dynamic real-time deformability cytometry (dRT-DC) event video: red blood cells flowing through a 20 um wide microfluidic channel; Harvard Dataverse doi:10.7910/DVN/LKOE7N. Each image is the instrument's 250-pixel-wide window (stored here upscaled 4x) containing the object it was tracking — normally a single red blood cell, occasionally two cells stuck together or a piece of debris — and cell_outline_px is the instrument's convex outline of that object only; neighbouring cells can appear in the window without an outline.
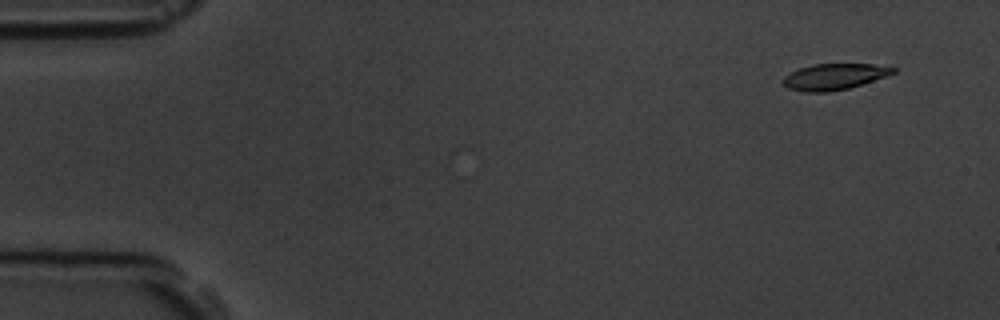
{"species": "common noctule bat (a hibernating species)", "species_latin": "Nyctalus noctula", "temperature_condition": "room temperature", "stored_images_in_passage": 9, "camera_frame_rate_fps": 3000, "um_per_image_px": 0.085, "animal": {"sex": "male", "body_mass_g": 19.5, "forearm_length_mm": 54.6}, "frame": {"image": 1, "passage_image": 1, "time_ms": 0.0, "image_size_px": [1000, 320], "cell_outline_px": [[896, 72], [848, 88], [828, 92], [804, 92], [788, 88], [784, 84], [784, 76], [800, 68], [812, 64], [872, 64], [896, 68]], "centroid_in_image_um": [70.88, 6.51], "position_along_channel_um": 14.1, "area_um2": 16.36}}
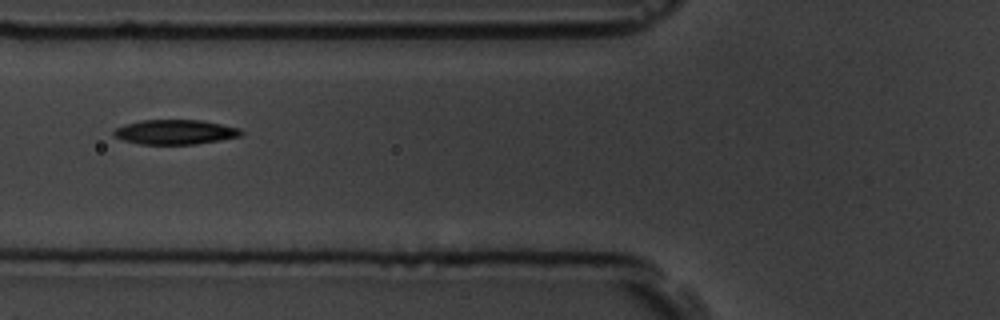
{"frame": {"image": 2, "passage_image": 6, "time_ms": 5.667, "image_size_px": [1000, 320], "cell_outline_px": [[244, 132], [240, 136], [220, 140], [196, 144], [140, 144], [124, 140], [112, 136], [112, 132], [116, 128], [124, 124], [140, 120], [200, 120], [240, 128]], "centroid_in_image_um": [14.86, 11.22], "position_along_channel_um": 110.9, "area_um2": 18.32}}
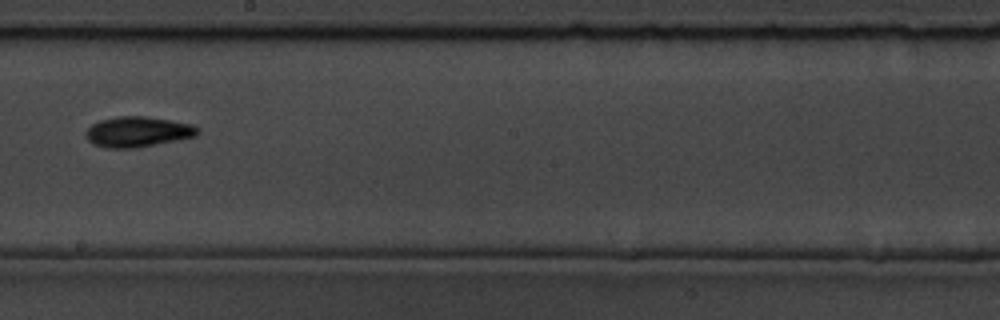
{"frame": {"image": 3, "passage_image": 9, "time_ms": 9.0, "image_size_px": [1000, 320], "cell_outline_px": [[200, 132], [196, 136], [136, 148], [108, 148], [92, 144], [84, 136], [84, 132], [92, 124], [100, 120], [116, 116], [144, 116], [192, 124], [200, 128]], "centroid_in_image_um": [11.68, 11.2], "position_along_channel_um": 236.5, "area_um2": 19.88}}